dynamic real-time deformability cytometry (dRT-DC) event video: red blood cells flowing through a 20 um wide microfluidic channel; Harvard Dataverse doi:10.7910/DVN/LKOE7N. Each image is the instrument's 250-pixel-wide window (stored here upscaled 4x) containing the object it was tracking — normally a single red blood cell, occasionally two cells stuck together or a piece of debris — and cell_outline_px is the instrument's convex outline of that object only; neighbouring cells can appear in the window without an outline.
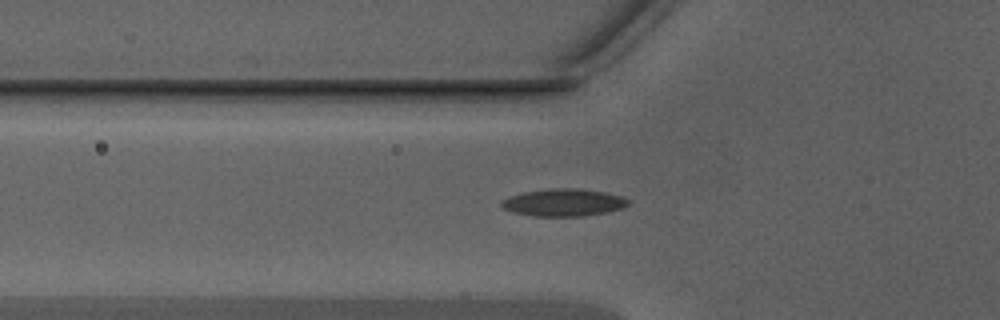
{"species": "Egyptian fruit bat (a non-hibernating species)", "species_latin": "Rousettus aegyptiacus", "temperature_condition": "warm", "stored_images_in_passage": 35, "camera_frame_rate_fps": 3000, "um_per_image_px": 0.085, "animal": {"sex": "male"}, "frame": {"image": 1, "passage_image": 8, "time_ms": 2.333, "image_size_px": [1000, 320], "cell_outline_px": [[628, 204], [624, 208], [608, 212], [584, 216], [532, 216], [512, 212], [504, 208], [500, 204], [500, 200], [508, 196], [524, 192], [552, 188], [576, 188], [604, 192], [624, 196], [628, 200]], "centroid_in_image_um": [47.9, 17.21], "position_along_channel_um": 77.9, "area_um2": 20.4}}
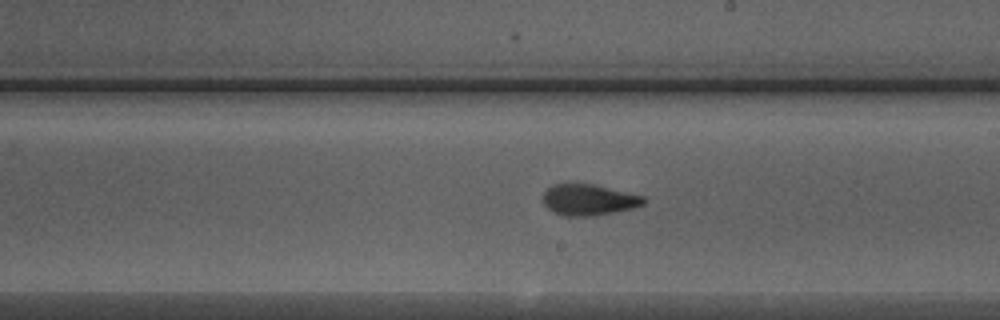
{"frame": {"image": 2, "passage_image": 19, "time_ms": 6.0, "image_size_px": [1000, 320], "cell_outline_px": [[648, 200], [644, 204], [632, 208], [612, 212], [588, 216], [564, 216], [548, 208], [540, 200], [544, 192], [552, 184], [596, 184], [644, 196]], "centroid_in_image_um": [50.04, 16.97], "position_along_channel_um": 239.0, "area_um2": 18.26}}
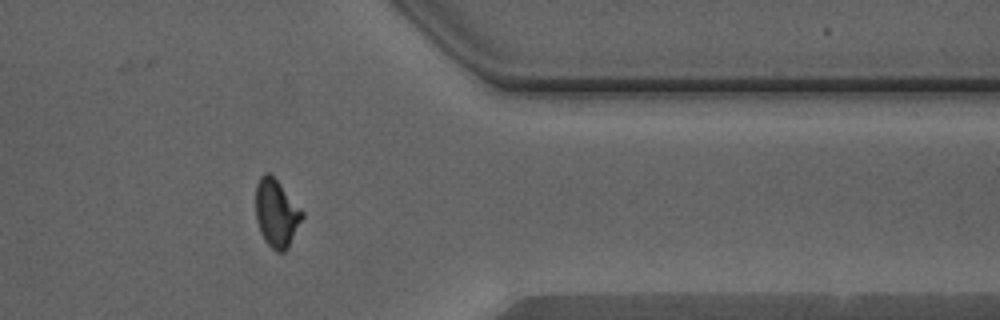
{"frame": {"image": 3, "passage_image": 30, "time_ms": 9.667, "image_size_px": [1000, 320], "cell_outline_px": [[304, 216], [284, 252], [276, 252], [264, 240], [260, 232], [256, 220], [256, 184], [260, 176], [264, 172], [268, 172], [280, 184], [304, 212]], "centroid_in_image_um": [23.47, 18.11], "position_along_channel_um": 387.9, "area_um2": 18.09}}